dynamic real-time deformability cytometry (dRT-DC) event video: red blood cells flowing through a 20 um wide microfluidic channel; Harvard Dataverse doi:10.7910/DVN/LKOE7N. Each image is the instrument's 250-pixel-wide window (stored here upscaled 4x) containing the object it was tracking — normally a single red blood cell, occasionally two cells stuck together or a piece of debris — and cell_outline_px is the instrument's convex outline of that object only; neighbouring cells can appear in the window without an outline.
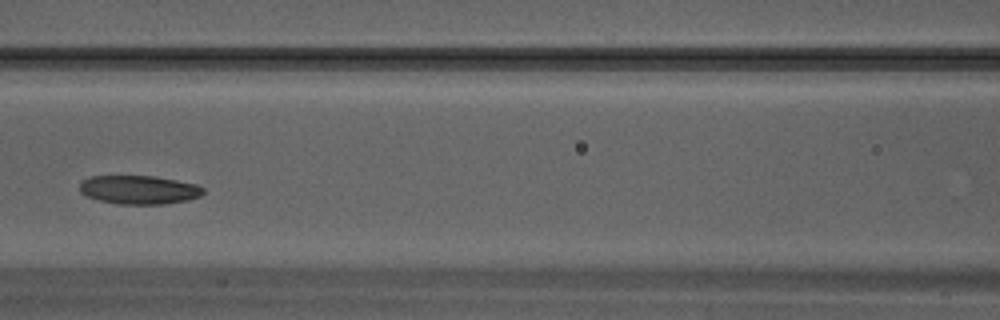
{"species": "Egyptian fruit bat (a non-hibernating species)", "species_latin": "Rousettus aegyptiacus", "temperature_condition": "warm", "stored_images_in_passage": 29, "camera_frame_rate_fps": 3000, "um_per_image_px": 0.085, "animal": {"sex": "male"}, "frame": {"image": 1, "passage_image": 12, "time_ms": 3.667, "image_size_px": [1000, 320], "cell_outline_px": [[204, 192], [200, 196], [188, 200], [164, 204], [120, 204], [100, 200], [88, 196], [80, 192], [80, 184], [84, 180], [92, 176], [156, 176], [196, 184], [204, 188]], "centroid_in_image_um": [11.85, 16.13], "position_along_channel_um": 154.7, "area_um2": 20.52}}
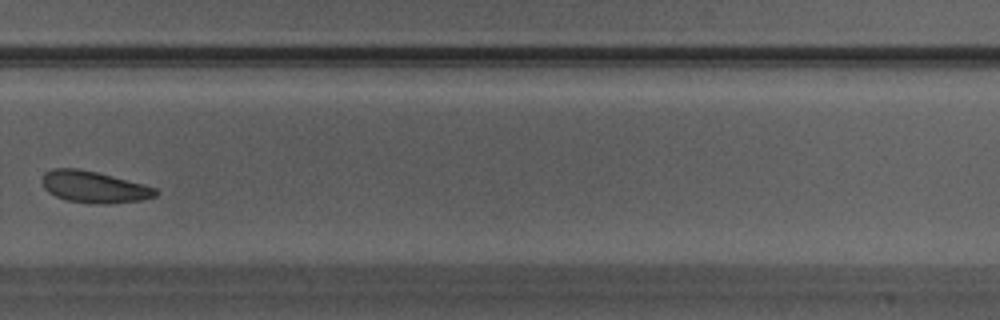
{"frame": {"image": 2, "passage_image": 20, "time_ms": 6.333, "image_size_px": [1000, 320], "cell_outline_px": [[160, 192], [156, 196], [140, 200], [100, 204], [64, 200], [48, 192], [44, 188], [40, 180], [44, 172], [52, 168], [80, 168], [144, 184], [156, 188]], "centroid_in_image_um": [7.95, 15.88], "position_along_channel_um": 321.8, "area_um2": 20.98}}
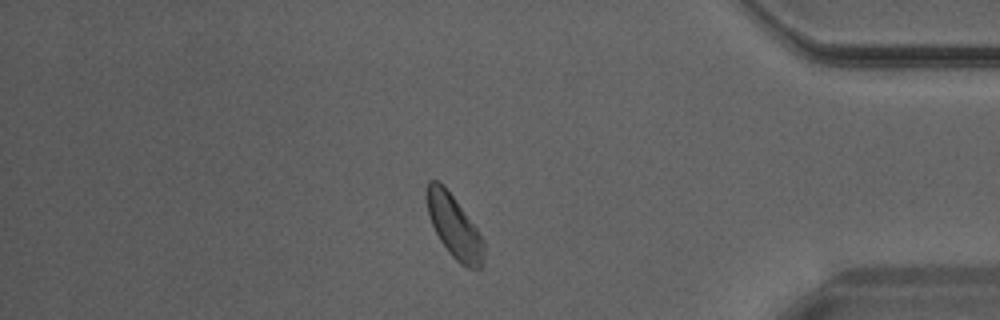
{"frame": {"image": 3, "passage_image": 25, "time_ms": 8.0, "image_size_px": [1000, 320], "cell_outline_px": [[484, 260], [480, 268], [468, 268], [460, 264], [448, 252], [440, 240], [428, 216], [424, 196], [424, 192], [428, 180], [436, 180], [444, 184], [476, 228], [484, 240]], "centroid_in_image_um": [38.56, 19.22], "position_along_channel_um": 396.6, "area_um2": 21.1}}